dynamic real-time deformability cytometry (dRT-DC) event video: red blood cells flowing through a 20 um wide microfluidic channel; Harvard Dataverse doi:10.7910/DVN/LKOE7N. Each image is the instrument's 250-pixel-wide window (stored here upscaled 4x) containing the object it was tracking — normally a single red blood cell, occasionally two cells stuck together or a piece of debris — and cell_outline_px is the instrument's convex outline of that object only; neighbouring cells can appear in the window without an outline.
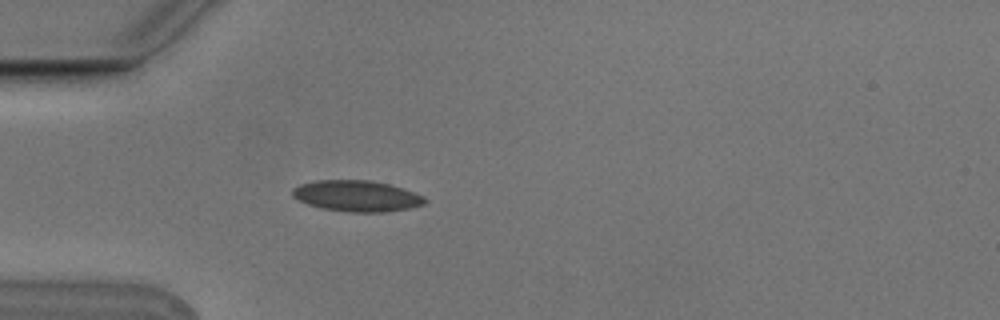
{"species": "Egyptian fruit bat (a non-hibernating species)", "species_latin": "Rousettus aegyptiacus", "temperature_condition": "cold", "stored_images_in_passage": 1, "camera_frame_rate_fps": 3000, "um_per_image_px": 0.085, "animal": {"sex": "male"}, "frame": {"image": 1, "passage_image": 1, "time_ms": 0.0, "image_size_px": [1000, 320], "cell_outline_px": [[428, 200], [424, 204], [408, 208], [384, 212], [348, 212], [324, 208], [308, 204], [292, 196], [292, 188], [300, 184], [316, 180], [372, 180], [404, 188], [424, 196]], "centroid_in_image_um": [30.34, 16.65], "position_along_channel_um": 54.7, "area_um2": 23.93}}